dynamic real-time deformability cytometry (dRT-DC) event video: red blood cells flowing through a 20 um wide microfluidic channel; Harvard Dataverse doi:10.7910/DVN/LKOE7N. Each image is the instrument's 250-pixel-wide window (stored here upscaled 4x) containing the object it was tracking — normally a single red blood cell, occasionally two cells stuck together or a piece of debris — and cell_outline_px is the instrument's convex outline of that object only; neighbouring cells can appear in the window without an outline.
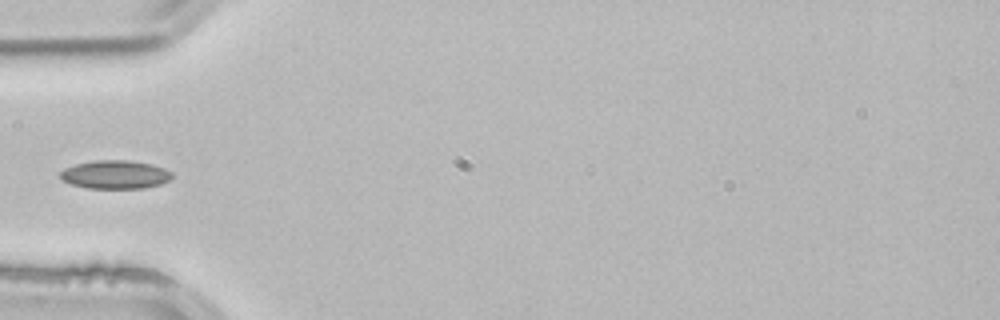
{"species": "common noctule bat (a hibernating species)", "species_latin": "Nyctalus noctula", "temperature_condition": "room temperature", "stored_images_in_passage": 2, "camera_frame_rate_fps": 3000, "um_per_image_px": 0.085, "animal": {"sex": "male", "body_mass_g": 21.5, "forearm_length_mm": 52.0}, "frame": {"image": 1, "passage_image": 2, "time_ms": 0.333, "image_size_px": [1000, 320], "cell_outline_px": [[172, 180], [160, 184], [144, 188], [88, 188], [72, 184], [64, 180], [60, 176], [60, 172], [64, 168], [76, 164], [96, 160], [128, 160], [152, 164], [164, 168], [172, 172]], "centroid_in_image_um": [9.83, 14.83], "position_along_channel_um": 75.2, "area_um2": 18.5}}